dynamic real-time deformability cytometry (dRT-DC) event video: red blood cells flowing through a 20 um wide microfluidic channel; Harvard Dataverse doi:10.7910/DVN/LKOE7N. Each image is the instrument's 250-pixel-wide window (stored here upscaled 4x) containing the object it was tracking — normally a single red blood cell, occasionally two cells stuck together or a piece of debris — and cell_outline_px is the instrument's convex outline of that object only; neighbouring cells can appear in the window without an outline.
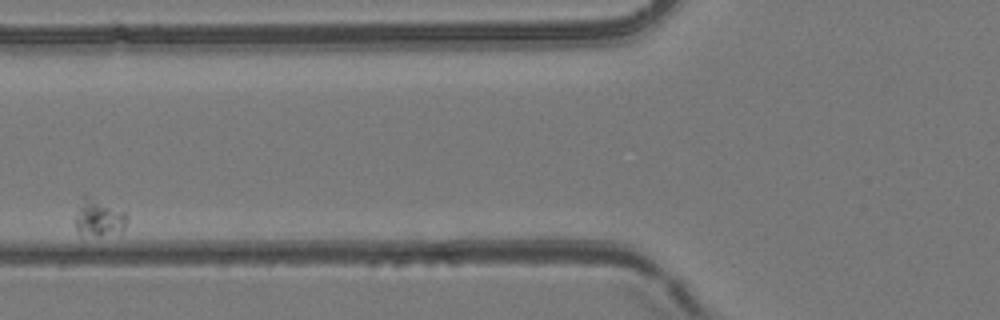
{"species": "common noctule bat (a hibernating species)", "species_latin": "Nyctalus noctula", "temperature_condition": "room temperature", "stored_images_in_passage": 4, "camera_frame_rate_fps": 3000, "um_per_image_px": 0.085, "animal": {"sex": "female", "body_mass_g": 24.6, "forearm_length_mm": 56.2}, "frame": {"image": 1, "passage_image": 2, "time_ms": 0.333, "image_size_px": [1000, 320], "cell_outline_px": [[128, 220], [124, 228], [120, 232], [100, 236], [80, 232], [76, 228], [76, 216], [84, 192], [124, 212], [128, 216]], "centroid_in_image_um": [8.43, 18.48], "position_along_channel_um": 117.4, "area_um2": 11.04}}